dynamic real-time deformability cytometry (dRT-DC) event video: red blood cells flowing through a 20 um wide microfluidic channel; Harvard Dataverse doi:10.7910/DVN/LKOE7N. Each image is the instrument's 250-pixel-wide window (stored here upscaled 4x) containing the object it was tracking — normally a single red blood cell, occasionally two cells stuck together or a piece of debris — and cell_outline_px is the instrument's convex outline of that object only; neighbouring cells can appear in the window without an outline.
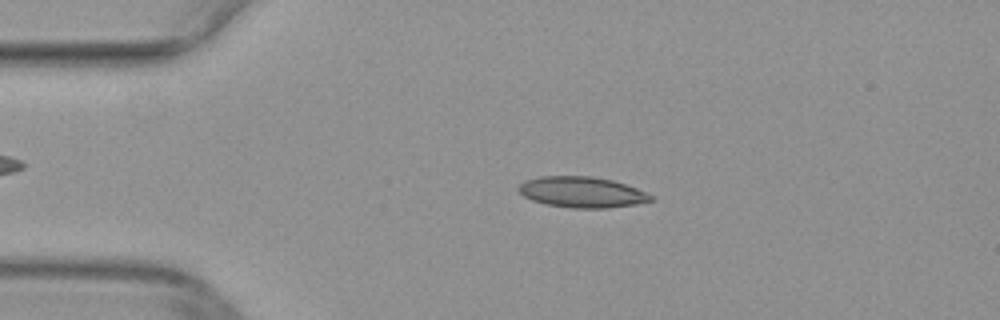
{"species": "common noctule bat (a hibernating species)", "species_latin": "Nyctalus noctula", "temperature_condition": "warm", "stored_images_in_passage": 49, "camera_frame_rate_fps": 3000, "um_per_image_px": 0.085, "animal": {"sex": "female", "body_mass_g": 29.2, "forearm_length_mm": 56.3}, "frame": {"image": 1, "passage_image": 10, "time_ms": 3.0, "image_size_px": [1000, 320], "cell_outline_px": [[652, 200], [636, 204], [608, 208], [572, 208], [544, 204], [532, 200], [524, 196], [516, 188], [524, 180], [540, 176], [592, 176], [612, 180], [636, 188], [652, 196]], "centroid_in_image_um": [49.41, 16.33], "position_along_channel_um": 35.6, "area_um2": 23.7}}
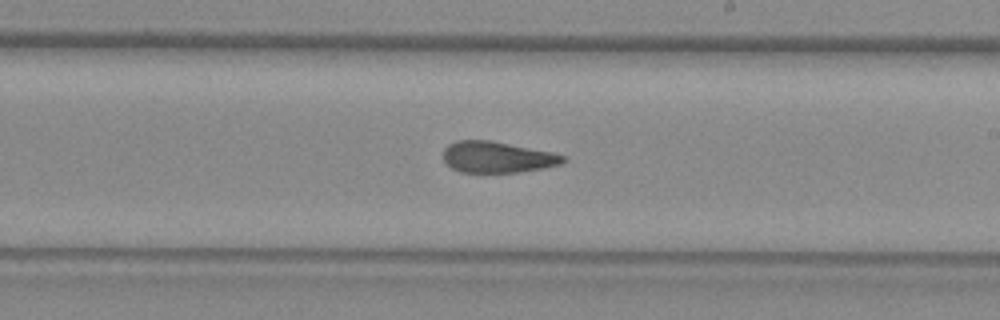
{"frame": {"image": 2, "passage_image": 28, "time_ms": 9.0, "image_size_px": [1000, 320], "cell_outline_px": [[568, 160], [564, 164], [544, 168], [516, 172], [460, 172], [452, 168], [444, 160], [444, 148], [448, 144], [456, 140], [492, 140], [552, 152], [568, 156]], "centroid_in_image_um": [42.33, 13.35], "position_along_channel_um": 246.7, "area_um2": 22.02}}
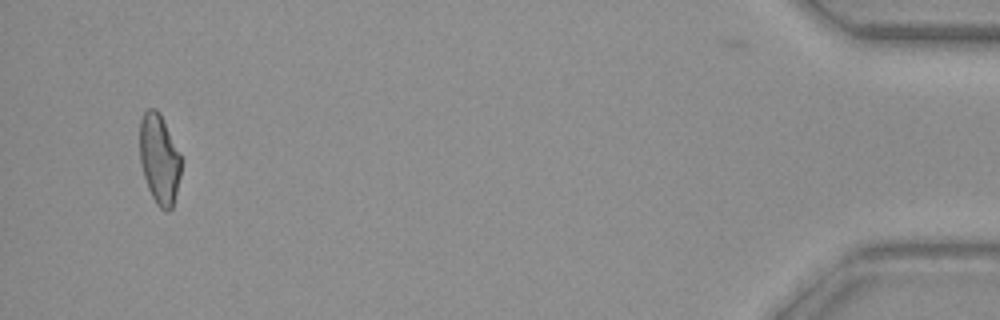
{"frame": {"image": 3, "passage_image": 47, "time_ms": 15.333, "image_size_px": [1000, 320], "cell_outline_px": [[180, 176], [172, 208], [168, 212], [164, 212], [156, 204], [148, 188], [140, 164], [140, 120], [144, 112], [148, 108], [156, 108], [160, 112], [180, 156]], "centroid_in_image_um": [13.52, 13.53], "position_along_channel_um": 421.7, "area_um2": 21.5}}